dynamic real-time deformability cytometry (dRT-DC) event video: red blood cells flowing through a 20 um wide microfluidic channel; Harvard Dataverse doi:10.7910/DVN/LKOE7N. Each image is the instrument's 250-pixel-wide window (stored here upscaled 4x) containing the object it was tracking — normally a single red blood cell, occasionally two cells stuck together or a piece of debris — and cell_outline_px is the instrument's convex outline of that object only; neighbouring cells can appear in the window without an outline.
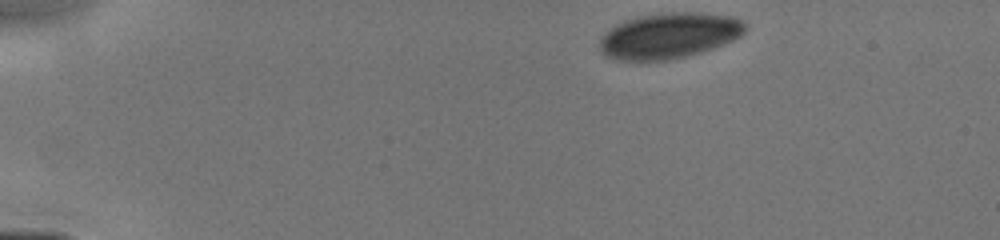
{"species": "human", "species_latin": "Homo sapiens", "temperature_condition": "cold", "stored_images_in_passage": 13, "camera_frame_rate_fps": 3000, "um_per_image_px": 0.085, "donor": {"sex": "male"}, "frame": {"image": 1, "passage_image": 1, "time_ms": 0.0, "image_size_px": [1000, 240], "cell_outline_px": [[748, 28], [740, 36], [724, 44], [700, 52], [668, 60], [616, 60], [604, 56], [596, 48], [600, 36], [604, 32], [616, 24], [624, 20], [640, 16], [660, 12], [704, 12], [732, 16], [744, 20]], "centroid_in_image_um": [56.83, 3.01], "position_along_channel_um": 28.2, "area_um2": 39.42}}
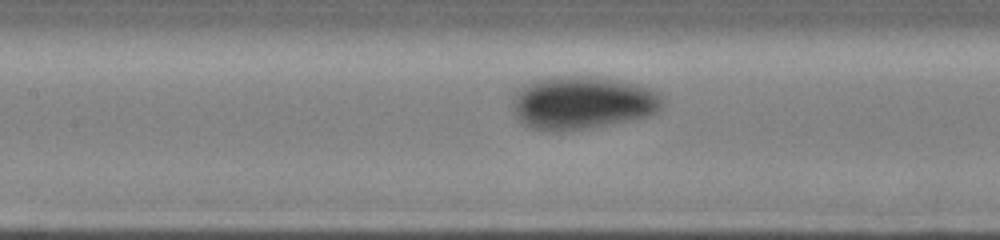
{"frame": {"image": 2, "passage_image": 9, "time_ms": 5.0, "image_size_px": [1000, 240], "cell_outline_px": [[664, 108], [652, 116], [632, 120], [584, 128], [556, 132], [552, 132], [528, 128], [516, 116], [512, 100], [512, 96], [516, 88], [532, 80], [548, 76], [596, 76], [620, 80], [640, 84], [652, 88], [664, 100]], "centroid_in_image_um": [49.5, 8.71], "position_along_channel_um": 157.9, "area_um2": 47.4}}
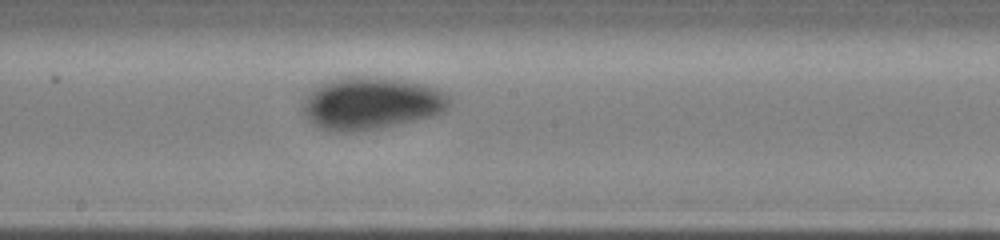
{"frame": {"image": 3, "passage_image": 13, "time_ms": 6.333, "image_size_px": [1000, 240], "cell_outline_px": [[452, 104], [444, 112], [432, 116], [384, 128], [352, 132], [332, 132], [320, 128], [308, 120], [304, 116], [300, 108], [300, 104], [308, 92], [320, 80], [340, 76], [380, 76], [404, 80], [424, 84], [440, 88], [452, 96]], "centroid_in_image_um": [31.52, 8.75], "position_along_channel_um": 216.7, "area_um2": 46.59}}